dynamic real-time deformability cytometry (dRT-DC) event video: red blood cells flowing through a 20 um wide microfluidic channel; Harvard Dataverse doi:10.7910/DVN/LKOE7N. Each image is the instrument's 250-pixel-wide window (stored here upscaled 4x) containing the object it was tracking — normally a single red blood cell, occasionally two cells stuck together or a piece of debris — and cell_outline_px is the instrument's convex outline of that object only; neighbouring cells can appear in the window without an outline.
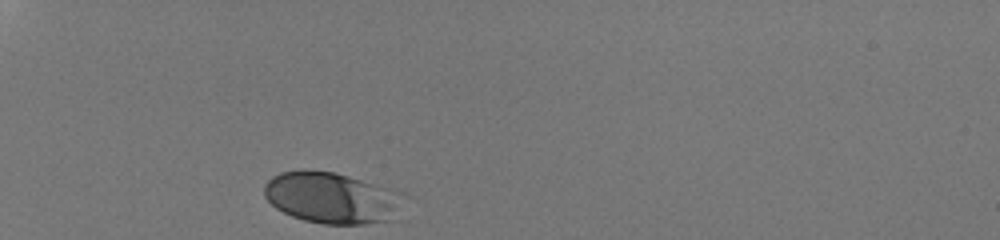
{"species": "human", "species_latin": "Homo sapiens", "temperature_condition": "room temperature", "stored_images_in_passage": 28, "camera_frame_rate_fps": 3000, "um_per_image_px": 0.085, "donor": {"sex": "male"}, "frame": {"image": 1, "passage_image": 1, "time_ms": 0.0, "image_size_px": [1000, 240], "cell_outline_px": [[412, 196], [400, 220], [364, 224], [324, 224], [304, 220], [292, 216], [276, 208], [264, 196], [264, 184], [272, 176], [280, 172], [304, 168], [308, 168], [336, 172], [404, 192]], "centroid_in_image_um": [28.39, 16.82], "position_along_channel_um": 56.6, "area_um2": 43.7}}
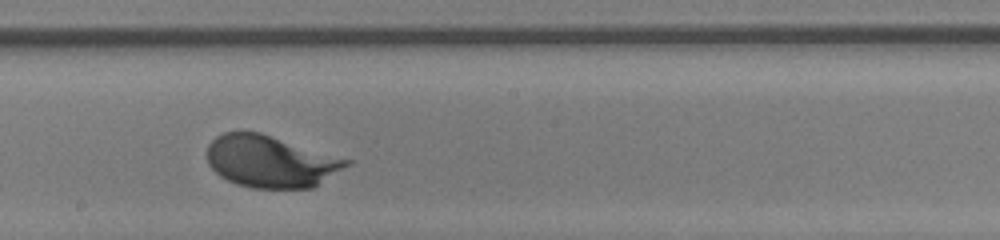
{"frame": {"image": 2, "passage_image": 16, "time_ms": 5.0, "image_size_px": [1000, 240], "cell_outline_px": [[352, 164], [312, 188], [252, 188], [236, 184], [220, 176], [208, 164], [208, 144], [216, 136], [224, 132], [260, 132], [352, 160]], "centroid_in_image_um": [23.02, 13.72], "position_along_channel_um": 225.2, "area_um2": 42.19}}
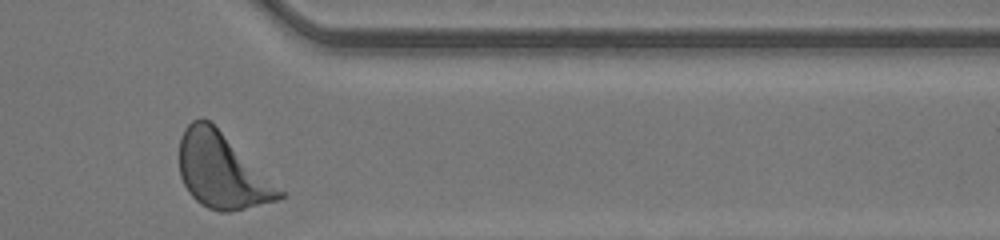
{"frame": {"image": 3, "passage_image": 28, "time_ms": 9.0, "image_size_px": [1000, 240], "cell_outline_px": [[284, 196], [276, 200], [228, 212], [220, 212], [208, 208], [200, 204], [188, 192], [180, 176], [180, 136], [184, 128], [192, 120], [200, 116], [208, 120], [284, 192]], "centroid_in_image_um": [18.8, 14.52], "position_along_channel_um": 392.6, "area_um2": 42.77}, "authors_computed_cell_mechanics": {"area_um2": 41.2981, "velocity_mm_per_s": 4.1977, "shape_relaxation_time_tau1_ms": 1.509, "shape_relaxation_time_tau2_ms": null, "deformation_change_tau1": 0.0988, "deformation_change_tau2": null}}